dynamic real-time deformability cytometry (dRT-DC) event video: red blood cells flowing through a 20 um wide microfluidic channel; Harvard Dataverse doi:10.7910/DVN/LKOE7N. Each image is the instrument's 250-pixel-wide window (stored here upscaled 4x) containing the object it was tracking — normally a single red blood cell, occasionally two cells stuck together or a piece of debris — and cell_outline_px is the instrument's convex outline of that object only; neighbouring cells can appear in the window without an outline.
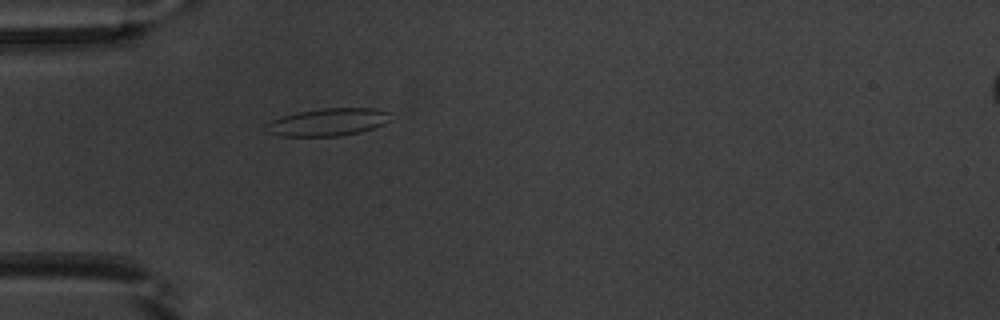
{"species": "common noctule bat (a hibernating species)", "species_latin": "Nyctalus noctula", "temperature_condition": "warm", "stored_images_in_passage": 35, "camera_frame_rate_fps": 3000, "um_per_image_px": 0.085, "animal": {"sex": "male", "body_mass_g": 20.1, "forearm_length_mm": 53.5}, "frame": {"image": 1, "passage_image": 4, "time_ms": 1.0, "image_size_px": [1000, 320], "cell_outline_px": [[392, 120], [384, 124], [360, 132], [336, 136], [280, 136], [268, 132], [264, 128], [264, 124], [272, 120], [296, 112], [324, 108], [372, 108], [392, 112]], "centroid_in_image_um": [27.9, 10.37], "position_along_channel_um": 57.1, "area_um2": 20.11}}
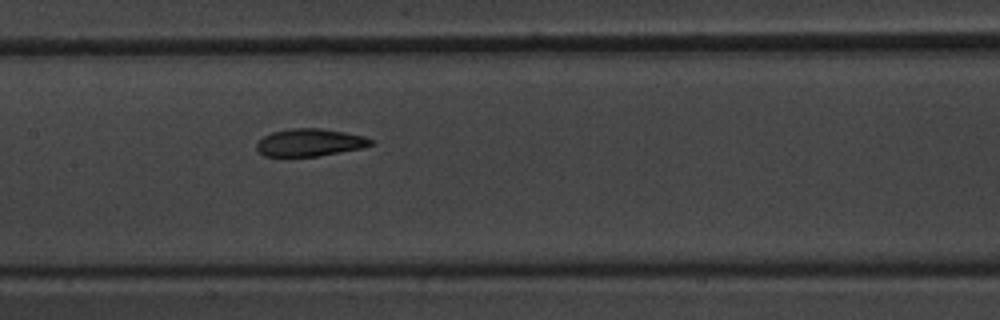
{"frame": {"image": 2, "passage_image": 14, "time_ms": 4.333, "image_size_px": [1000, 320], "cell_outline_px": [[372, 144], [364, 148], [320, 156], [264, 156], [256, 148], [256, 144], [264, 136], [272, 132], [292, 128], [320, 128], [344, 132], [364, 136], [372, 140]], "centroid_in_image_um": [26.35, 12.11], "position_along_channel_um": 181.1, "area_um2": 18.26}}
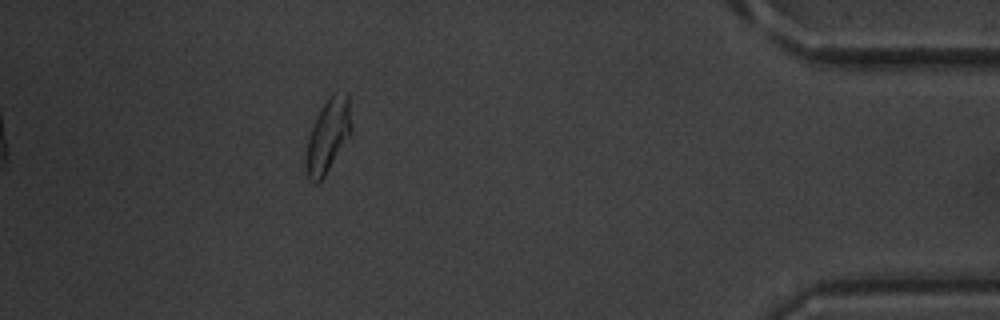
{"frame": {"image": 3, "passage_image": 35, "time_ms": 11.333, "image_size_px": [1000, 320], "cell_outline_px": [[352, 132], [324, 176], [316, 184], [308, 180], [304, 164], [304, 160], [308, 140], [316, 116], [320, 108], [328, 96], [332, 92], [348, 92], [352, 128]], "centroid_in_image_um": [27.87, 11.51], "position_along_channel_um": 407.3, "area_um2": 19.65}, "authors_computed_cell_mechanics": {"area_um2": 18.9584, "velocity_mm_per_s": 3.8947, "shape_relaxation_time_tau1_ms": 4.2169, "shape_relaxation_time_tau2_ms": 1.9627, "deformation_change_tau1": 0.1434, "deformation_change_tau2": 0.0829}}